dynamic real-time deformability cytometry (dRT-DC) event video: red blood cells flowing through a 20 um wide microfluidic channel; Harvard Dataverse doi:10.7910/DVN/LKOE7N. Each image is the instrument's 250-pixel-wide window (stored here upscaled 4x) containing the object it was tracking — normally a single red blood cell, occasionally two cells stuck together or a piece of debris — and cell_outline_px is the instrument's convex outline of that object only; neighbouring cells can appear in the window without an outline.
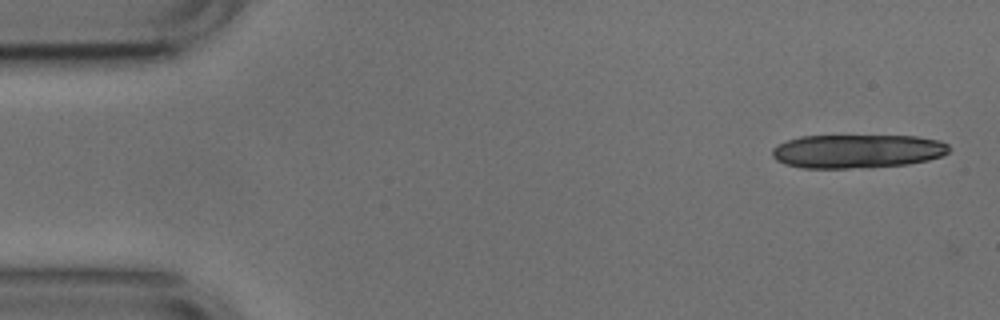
{"species": "common noctule bat (a hibernating species)", "species_latin": "Nyctalus noctula", "temperature_condition": "cold", "stored_images_in_passage": 8, "camera_frame_rate_fps": 3000, "um_per_image_px": 0.085, "animal": {"sex": "male", "body_mass_g": 17.9, "forearm_length_mm": 54.2}, "frame": {"image": 1, "passage_image": 2, "time_ms": 0.333, "image_size_px": [1000, 320], "cell_outline_px": [[948, 152], [940, 156], [928, 160], [908, 164], [848, 168], [800, 168], [784, 164], [776, 160], [772, 156], [772, 148], [788, 140], [800, 136], [916, 136], [940, 140], [948, 144]], "centroid_in_image_um": [72.84, 12.85], "position_along_channel_um": 12.2, "area_um2": 34.62}}